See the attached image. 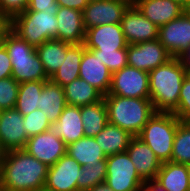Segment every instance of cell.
Here are the masks:
<instances>
[{"label":"cell","mask_w":190,"mask_h":191,"mask_svg":"<svg viewBox=\"0 0 190 191\" xmlns=\"http://www.w3.org/2000/svg\"><path fill=\"white\" fill-rule=\"evenodd\" d=\"M48 166L24 149L7 151L0 171L1 191L43 190Z\"/></svg>","instance_id":"6da1fadb"},{"label":"cell","mask_w":190,"mask_h":191,"mask_svg":"<svg viewBox=\"0 0 190 191\" xmlns=\"http://www.w3.org/2000/svg\"><path fill=\"white\" fill-rule=\"evenodd\" d=\"M187 71L179 57L149 72V99L155 112L172 113L179 104L180 90Z\"/></svg>","instance_id":"7a4b0ae2"},{"label":"cell","mask_w":190,"mask_h":191,"mask_svg":"<svg viewBox=\"0 0 190 191\" xmlns=\"http://www.w3.org/2000/svg\"><path fill=\"white\" fill-rule=\"evenodd\" d=\"M108 110V123L138 136L155 110L149 98H128L118 95L103 96Z\"/></svg>","instance_id":"3957f363"},{"label":"cell","mask_w":190,"mask_h":191,"mask_svg":"<svg viewBox=\"0 0 190 191\" xmlns=\"http://www.w3.org/2000/svg\"><path fill=\"white\" fill-rule=\"evenodd\" d=\"M2 44L10 57L12 77L18 83L49 80L35 47L29 45L11 29L3 35Z\"/></svg>","instance_id":"277c9868"},{"label":"cell","mask_w":190,"mask_h":191,"mask_svg":"<svg viewBox=\"0 0 190 191\" xmlns=\"http://www.w3.org/2000/svg\"><path fill=\"white\" fill-rule=\"evenodd\" d=\"M58 11H23L10 20V29L37 48L48 40H58Z\"/></svg>","instance_id":"5b68a950"},{"label":"cell","mask_w":190,"mask_h":191,"mask_svg":"<svg viewBox=\"0 0 190 191\" xmlns=\"http://www.w3.org/2000/svg\"><path fill=\"white\" fill-rule=\"evenodd\" d=\"M179 122L173 113L155 112L137 136L153 150L161 163L171 161Z\"/></svg>","instance_id":"8992f818"},{"label":"cell","mask_w":190,"mask_h":191,"mask_svg":"<svg viewBox=\"0 0 190 191\" xmlns=\"http://www.w3.org/2000/svg\"><path fill=\"white\" fill-rule=\"evenodd\" d=\"M105 182L114 191H140L144 180L138 175L128 153L122 152L106 157Z\"/></svg>","instance_id":"52a82bcc"},{"label":"cell","mask_w":190,"mask_h":191,"mask_svg":"<svg viewBox=\"0 0 190 191\" xmlns=\"http://www.w3.org/2000/svg\"><path fill=\"white\" fill-rule=\"evenodd\" d=\"M107 95H118L128 98H149V72L129 65L114 72Z\"/></svg>","instance_id":"ba28073f"},{"label":"cell","mask_w":190,"mask_h":191,"mask_svg":"<svg viewBox=\"0 0 190 191\" xmlns=\"http://www.w3.org/2000/svg\"><path fill=\"white\" fill-rule=\"evenodd\" d=\"M171 58L158 39L127 46L128 65L147 72L165 64Z\"/></svg>","instance_id":"9c48e42d"},{"label":"cell","mask_w":190,"mask_h":191,"mask_svg":"<svg viewBox=\"0 0 190 191\" xmlns=\"http://www.w3.org/2000/svg\"><path fill=\"white\" fill-rule=\"evenodd\" d=\"M82 166L69 154H64L48 168L46 191H78Z\"/></svg>","instance_id":"30bf717a"},{"label":"cell","mask_w":190,"mask_h":191,"mask_svg":"<svg viewBox=\"0 0 190 191\" xmlns=\"http://www.w3.org/2000/svg\"><path fill=\"white\" fill-rule=\"evenodd\" d=\"M158 40L172 57L180 55L190 46V13L184 12L159 28Z\"/></svg>","instance_id":"8fae6325"},{"label":"cell","mask_w":190,"mask_h":191,"mask_svg":"<svg viewBox=\"0 0 190 191\" xmlns=\"http://www.w3.org/2000/svg\"><path fill=\"white\" fill-rule=\"evenodd\" d=\"M130 4L123 0H98L88 2L83 13L85 29L104 24H120Z\"/></svg>","instance_id":"7c38bea8"},{"label":"cell","mask_w":190,"mask_h":191,"mask_svg":"<svg viewBox=\"0 0 190 191\" xmlns=\"http://www.w3.org/2000/svg\"><path fill=\"white\" fill-rule=\"evenodd\" d=\"M24 150L50 167L67 153V145L49 129L28 138Z\"/></svg>","instance_id":"4fadbf2b"},{"label":"cell","mask_w":190,"mask_h":191,"mask_svg":"<svg viewBox=\"0 0 190 191\" xmlns=\"http://www.w3.org/2000/svg\"><path fill=\"white\" fill-rule=\"evenodd\" d=\"M121 28L128 44L153 41L158 39L159 28L130 5L124 12Z\"/></svg>","instance_id":"5bb4252c"},{"label":"cell","mask_w":190,"mask_h":191,"mask_svg":"<svg viewBox=\"0 0 190 191\" xmlns=\"http://www.w3.org/2000/svg\"><path fill=\"white\" fill-rule=\"evenodd\" d=\"M23 115L15 108L0 110V143L7 151L24 149L28 136Z\"/></svg>","instance_id":"9a60e30c"},{"label":"cell","mask_w":190,"mask_h":191,"mask_svg":"<svg viewBox=\"0 0 190 191\" xmlns=\"http://www.w3.org/2000/svg\"><path fill=\"white\" fill-rule=\"evenodd\" d=\"M84 44L87 49L100 51H114L128 46L121 24H104L87 29Z\"/></svg>","instance_id":"2e32d148"},{"label":"cell","mask_w":190,"mask_h":191,"mask_svg":"<svg viewBox=\"0 0 190 191\" xmlns=\"http://www.w3.org/2000/svg\"><path fill=\"white\" fill-rule=\"evenodd\" d=\"M79 78L85 80L105 96L110 89L112 73L91 50L85 47L80 63Z\"/></svg>","instance_id":"e0dca14e"},{"label":"cell","mask_w":190,"mask_h":191,"mask_svg":"<svg viewBox=\"0 0 190 191\" xmlns=\"http://www.w3.org/2000/svg\"><path fill=\"white\" fill-rule=\"evenodd\" d=\"M126 152L144 181L156 178L162 163L145 142L137 136L133 137Z\"/></svg>","instance_id":"ac0fdd59"},{"label":"cell","mask_w":190,"mask_h":191,"mask_svg":"<svg viewBox=\"0 0 190 191\" xmlns=\"http://www.w3.org/2000/svg\"><path fill=\"white\" fill-rule=\"evenodd\" d=\"M134 6L158 28L185 12L184 7L173 0H136Z\"/></svg>","instance_id":"d6986e66"},{"label":"cell","mask_w":190,"mask_h":191,"mask_svg":"<svg viewBox=\"0 0 190 191\" xmlns=\"http://www.w3.org/2000/svg\"><path fill=\"white\" fill-rule=\"evenodd\" d=\"M56 19L58 21V40L70 44L84 43L86 29L82 11L59 7Z\"/></svg>","instance_id":"ffe728a7"},{"label":"cell","mask_w":190,"mask_h":191,"mask_svg":"<svg viewBox=\"0 0 190 191\" xmlns=\"http://www.w3.org/2000/svg\"><path fill=\"white\" fill-rule=\"evenodd\" d=\"M50 131L61 138L65 144L85 137L79 106L66 105L59 119L50 125Z\"/></svg>","instance_id":"44dd1931"},{"label":"cell","mask_w":190,"mask_h":191,"mask_svg":"<svg viewBox=\"0 0 190 191\" xmlns=\"http://www.w3.org/2000/svg\"><path fill=\"white\" fill-rule=\"evenodd\" d=\"M155 179L166 191H190V166L172 161L162 163Z\"/></svg>","instance_id":"7402d4cb"},{"label":"cell","mask_w":190,"mask_h":191,"mask_svg":"<svg viewBox=\"0 0 190 191\" xmlns=\"http://www.w3.org/2000/svg\"><path fill=\"white\" fill-rule=\"evenodd\" d=\"M66 105L64 89L50 79L47 80L39 95L38 109L43 111L52 124L59 119Z\"/></svg>","instance_id":"603a6c76"},{"label":"cell","mask_w":190,"mask_h":191,"mask_svg":"<svg viewBox=\"0 0 190 191\" xmlns=\"http://www.w3.org/2000/svg\"><path fill=\"white\" fill-rule=\"evenodd\" d=\"M73 44L52 39L45 41L36 48V53L42 62L43 69L50 79L65 60L67 50Z\"/></svg>","instance_id":"cb8c5ba5"},{"label":"cell","mask_w":190,"mask_h":191,"mask_svg":"<svg viewBox=\"0 0 190 191\" xmlns=\"http://www.w3.org/2000/svg\"><path fill=\"white\" fill-rule=\"evenodd\" d=\"M134 136L118 126L108 123L94 138L106 156L127 150Z\"/></svg>","instance_id":"d4e9b609"},{"label":"cell","mask_w":190,"mask_h":191,"mask_svg":"<svg viewBox=\"0 0 190 191\" xmlns=\"http://www.w3.org/2000/svg\"><path fill=\"white\" fill-rule=\"evenodd\" d=\"M85 51V44H73L68 50L65 60L50 80L62 88L79 78L80 63Z\"/></svg>","instance_id":"484cf974"},{"label":"cell","mask_w":190,"mask_h":191,"mask_svg":"<svg viewBox=\"0 0 190 191\" xmlns=\"http://www.w3.org/2000/svg\"><path fill=\"white\" fill-rule=\"evenodd\" d=\"M67 105L86 106L99 102L103 95L83 79H76L63 87Z\"/></svg>","instance_id":"4316f807"},{"label":"cell","mask_w":190,"mask_h":191,"mask_svg":"<svg viewBox=\"0 0 190 191\" xmlns=\"http://www.w3.org/2000/svg\"><path fill=\"white\" fill-rule=\"evenodd\" d=\"M67 154L73 157L82 167L93 165L106 159V155L94 137H83L67 146Z\"/></svg>","instance_id":"83f0119b"},{"label":"cell","mask_w":190,"mask_h":191,"mask_svg":"<svg viewBox=\"0 0 190 191\" xmlns=\"http://www.w3.org/2000/svg\"><path fill=\"white\" fill-rule=\"evenodd\" d=\"M80 108L85 137H95L108 124V110L104 98Z\"/></svg>","instance_id":"f1b7e54d"},{"label":"cell","mask_w":190,"mask_h":191,"mask_svg":"<svg viewBox=\"0 0 190 191\" xmlns=\"http://www.w3.org/2000/svg\"><path fill=\"white\" fill-rule=\"evenodd\" d=\"M46 81H29L20 83L15 109L23 116L38 109L39 95Z\"/></svg>","instance_id":"f546056e"},{"label":"cell","mask_w":190,"mask_h":191,"mask_svg":"<svg viewBox=\"0 0 190 191\" xmlns=\"http://www.w3.org/2000/svg\"><path fill=\"white\" fill-rule=\"evenodd\" d=\"M171 161L190 166V122H179L174 137Z\"/></svg>","instance_id":"4dcf8cb0"},{"label":"cell","mask_w":190,"mask_h":191,"mask_svg":"<svg viewBox=\"0 0 190 191\" xmlns=\"http://www.w3.org/2000/svg\"><path fill=\"white\" fill-rule=\"evenodd\" d=\"M106 174V159L100 160L98 163L91 166H83L80 174V180H77L78 191H87L96 184L105 182Z\"/></svg>","instance_id":"1f68e13d"},{"label":"cell","mask_w":190,"mask_h":191,"mask_svg":"<svg viewBox=\"0 0 190 191\" xmlns=\"http://www.w3.org/2000/svg\"><path fill=\"white\" fill-rule=\"evenodd\" d=\"M89 50H91L94 55L108 67L112 74L128 65L127 47L114 51H100L97 49Z\"/></svg>","instance_id":"d6a6232c"},{"label":"cell","mask_w":190,"mask_h":191,"mask_svg":"<svg viewBox=\"0 0 190 191\" xmlns=\"http://www.w3.org/2000/svg\"><path fill=\"white\" fill-rule=\"evenodd\" d=\"M23 123L28 138L49 130L51 125L48 117L40 109L23 116Z\"/></svg>","instance_id":"836d02e7"},{"label":"cell","mask_w":190,"mask_h":191,"mask_svg":"<svg viewBox=\"0 0 190 191\" xmlns=\"http://www.w3.org/2000/svg\"><path fill=\"white\" fill-rule=\"evenodd\" d=\"M19 86L12 76L0 80V110L15 108Z\"/></svg>","instance_id":"e575fe53"},{"label":"cell","mask_w":190,"mask_h":191,"mask_svg":"<svg viewBox=\"0 0 190 191\" xmlns=\"http://www.w3.org/2000/svg\"><path fill=\"white\" fill-rule=\"evenodd\" d=\"M181 122H190V74L183 79L179 104L172 112Z\"/></svg>","instance_id":"d590c367"},{"label":"cell","mask_w":190,"mask_h":191,"mask_svg":"<svg viewBox=\"0 0 190 191\" xmlns=\"http://www.w3.org/2000/svg\"><path fill=\"white\" fill-rule=\"evenodd\" d=\"M29 0H0V11L11 20L28 7Z\"/></svg>","instance_id":"8d00e7d4"},{"label":"cell","mask_w":190,"mask_h":191,"mask_svg":"<svg viewBox=\"0 0 190 191\" xmlns=\"http://www.w3.org/2000/svg\"><path fill=\"white\" fill-rule=\"evenodd\" d=\"M59 5L56 0H29L25 11H58Z\"/></svg>","instance_id":"74e56055"},{"label":"cell","mask_w":190,"mask_h":191,"mask_svg":"<svg viewBox=\"0 0 190 191\" xmlns=\"http://www.w3.org/2000/svg\"><path fill=\"white\" fill-rule=\"evenodd\" d=\"M12 76V64L4 45L0 44V80Z\"/></svg>","instance_id":"f35d334b"},{"label":"cell","mask_w":190,"mask_h":191,"mask_svg":"<svg viewBox=\"0 0 190 191\" xmlns=\"http://www.w3.org/2000/svg\"><path fill=\"white\" fill-rule=\"evenodd\" d=\"M59 7H66L83 11L88 4V0H56Z\"/></svg>","instance_id":"ab89813d"},{"label":"cell","mask_w":190,"mask_h":191,"mask_svg":"<svg viewBox=\"0 0 190 191\" xmlns=\"http://www.w3.org/2000/svg\"><path fill=\"white\" fill-rule=\"evenodd\" d=\"M140 191H166V189L156 179L145 181Z\"/></svg>","instance_id":"60d3db41"},{"label":"cell","mask_w":190,"mask_h":191,"mask_svg":"<svg viewBox=\"0 0 190 191\" xmlns=\"http://www.w3.org/2000/svg\"><path fill=\"white\" fill-rule=\"evenodd\" d=\"M10 29V20L0 11V39Z\"/></svg>","instance_id":"b9f144b4"},{"label":"cell","mask_w":190,"mask_h":191,"mask_svg":"<svg viewBox=\"0 0 190 191\" xmlns=\"http://www.w3.org/2000/svg\"><path fill=\"white\" fill-rule=\"evenodd\" d=\"M179 58L181 59L187 74H190V46L180 55Z\"/></svg>","instance_id":"7bdbcfd3"},{"label":"cell","mask_w":190,"mask_h":191,"mask_svg":"<svg viewBox=\"0 0 190 191\" xmlns=\"http://www.w3.org/2000/svg\"><path fill=\"white\" fill-rule=\"evenodd\" d=\"M87 191H114L106 182L98 183Z\"/></svg>","instance_id":"ee69618b"},{"label":"cell","mask_w":190,"mask_h":191,"mask_svg":"<svg viewBox=\"0 0 190 191\" xmlns=\"http://www.w3.org/2000/svg\"><path fill=\"white\" fill-rule=\"evenodd\" d=\"M6 154H7V150L0 143V171H1V168H2L3 163L5 161Z\"/></svg>","instance_id":"f6af8a7d"},{"label":"cell","mask_w":190,"mask_h":191,"mask_svg":"<svg viewBox=\"0 0 190 191\" xmlns=\"http://www.w3.org/2000/svg\"><path fill=\"white\" fill-rule=\"evenodd\" d=\"M177 3H179L182 7H184V9L187 7L188 5V0H173Z\"/></svg>","instance_id":"bcb514c9"},{"label":"cell","mask_w":190,"mask_h":191,"mask_svg":"<svg viewBox=\"0 0 190 191\" xmlns=\"http://www.w3.org/2000/svg\"><path fill=\"white\" fill-rule=\"evenodd\" d=\"M123 1L127 2L130 5H134L136 0H123Z\"/></svg>","instance_id":"7dc6e473"},{"label":"cell","mask_w":190,"mask_h":191,"mask_svg":"<svg viewBox=\"0 0 190 191\" xmlns=\"http://www.w3.org/2000/svg\"><path fill=\"white\" fill-rule=\"evenodd\" d=\"M185 11L190 13V0H188V5L185 8Z\"/></svg>","instance_id":"c3c4849f"}]
</instances>
